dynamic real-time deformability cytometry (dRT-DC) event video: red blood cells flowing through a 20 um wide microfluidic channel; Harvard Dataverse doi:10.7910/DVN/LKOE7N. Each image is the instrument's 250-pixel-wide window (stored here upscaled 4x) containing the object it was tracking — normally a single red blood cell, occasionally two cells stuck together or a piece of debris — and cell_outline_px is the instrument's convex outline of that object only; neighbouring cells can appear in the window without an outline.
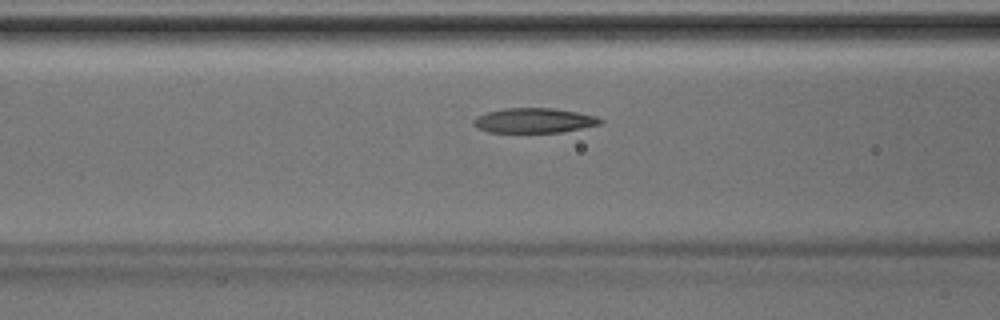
{"species": "Egyptian fruit bat (a non-hibernating species)", "species_latin": "Rousettus aegyptiacus", "temperature_condition": "room temperature", "stored_images_in_passage": 40, "camera_frame_rate_fps": 3000, "um_per_image_px": 0.085, "animal": {"sex": "male"}, "frame": {"image": 1, "passage_image": 16, "time_ms": 5.0, "image_size_px": [1000, 320], "cell_outline_px": [[604, 120], [600, 124], [560, 132], [488, 132], [476, 128], [472, 124], [472, 120], [476, 116], [488, 112], [504, 108], [552, 108], [576, 112], [596, 116]], "centroid_in_image_um": [45.34, 10.24], "position_along_channel_um": 121.3, "area_um2": 18.26}}
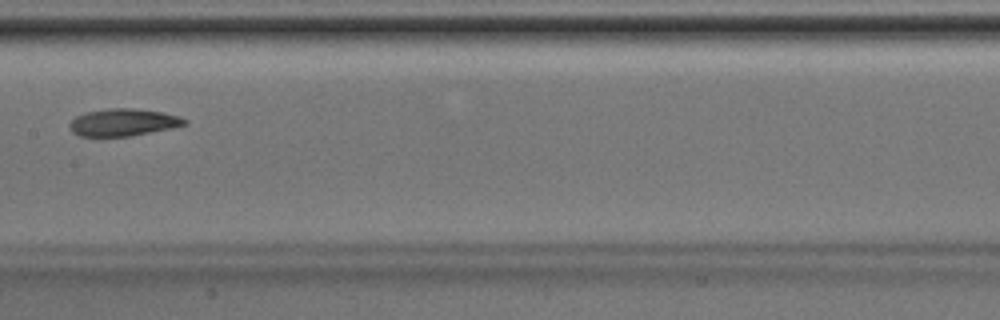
{"frame": {"image": 2, "passage_image": 21, "time_ms": 6.667, "image_size_px": [1000, 320], "cell_outline_px": [[188, 124], [172, 128], [132, 136], [80, 136], [72, 132], [68, 128], [68, 124], [76, 116], [84, 112], [108, 108], [136, 108], [164, 112], [180, 116], [188, 120]], "centroid_in_image_um": [10.49, 10.39], "position_along_channel_um": 196.9, "area_um2": 18.61}}
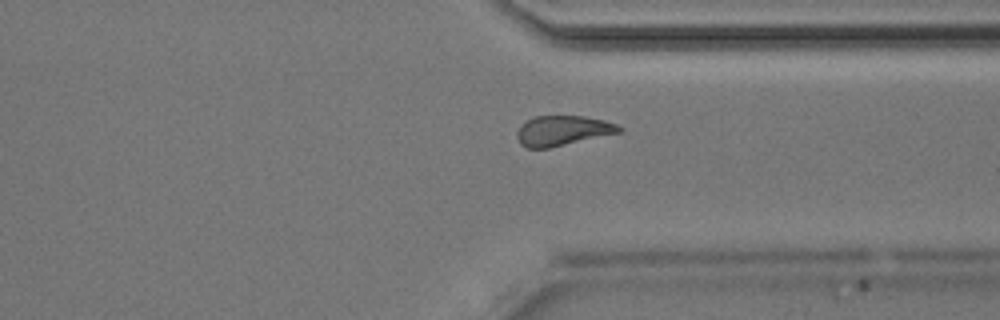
{"frame": {"image": 3, "passage_image": 32, "time_ms": 10.333, "image_size_px": [1000, 320], "cell_outline_px": [[624, 128], [620, 132], [548, 148], [524, 148], [520, 144], [516, 136], [516, 132], [520, 124], [536, 116], [584, 116], [604, 120], [616, 124]], "centroid_in_image_um": [47.78, 11.1], "position_along_channel_um": 363.6, "area_um2": 17.8}}